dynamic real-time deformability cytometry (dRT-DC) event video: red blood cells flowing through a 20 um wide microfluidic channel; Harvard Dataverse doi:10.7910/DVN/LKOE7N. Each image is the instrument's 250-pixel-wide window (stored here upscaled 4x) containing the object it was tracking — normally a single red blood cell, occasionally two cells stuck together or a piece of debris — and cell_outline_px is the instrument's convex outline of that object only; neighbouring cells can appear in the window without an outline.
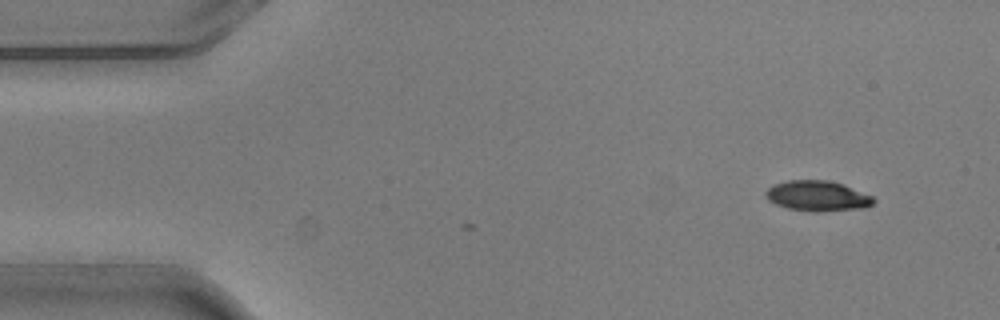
{"species": "common noctule bat (a hibernating species)", "species_latin": "Nyctalus noctula", "temperature_condition": "warm", "stored_images_in_passage": 3, "camera_frame_rate_fps": 3000, "um_per_image_px": 0.085, "animal": {"sex": "male", "body_mass_g": 20.5, "forearm_length_mm": 52.5}, "frame": {"image": 1, "passage_image": 3, "time_ms": 0.667, "image_size_px": [1000, 320], "cell_outline_px": [[876, 200], [872, 204], [864, 208], [816, 212], [812, 212], [788, 208], [776, 204], [768, 200], [764, 196], [764, 192], [768, 188], [776, 184], [788, 180], [828, 180], [844, 184], [872, 196]], "centroid_in_image_um": [69.48, 16.65], "position_along_channel_um": 15.5, "area_um2": 19.13}}